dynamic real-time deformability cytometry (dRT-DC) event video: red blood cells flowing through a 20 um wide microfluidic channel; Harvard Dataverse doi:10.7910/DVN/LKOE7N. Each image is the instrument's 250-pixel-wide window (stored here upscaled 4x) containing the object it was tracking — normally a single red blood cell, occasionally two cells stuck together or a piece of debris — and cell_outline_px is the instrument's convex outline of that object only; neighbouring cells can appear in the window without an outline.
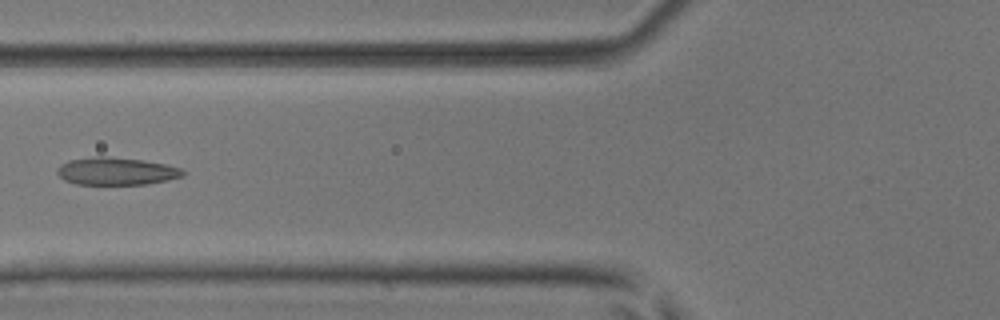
{"species": "common noctule bat (a hibernating species)", "species_latin": "Nyctalus noctula", "temperature_condition": "room temperature", "stored_images_in_passage": 6, "camera_frame_rate_fps": 3000, "um_per_image_px": 0.085, "animal": {"sex": "male", "body_mass_g": 17.9, "forearm_length_mm": 54.2}, "frame": {"image": 1, "passage_image": 6, "time_ms": 1.667, "image_size_px": [1000, 320], "cell_outline_px": [[184, 176], [168, 180], [148, 184], [76, 184], [64, 180], [56, 172], [56, 168], [60, 164], [68, 160], [96, 156], [104, 156], [144, 160], [164, 164], [180, 168], [184, 172]], "centroid_in_image_um": [9.86, 14.55], "position_along_channel_um": 115.9, "area_um2": 20.23}}